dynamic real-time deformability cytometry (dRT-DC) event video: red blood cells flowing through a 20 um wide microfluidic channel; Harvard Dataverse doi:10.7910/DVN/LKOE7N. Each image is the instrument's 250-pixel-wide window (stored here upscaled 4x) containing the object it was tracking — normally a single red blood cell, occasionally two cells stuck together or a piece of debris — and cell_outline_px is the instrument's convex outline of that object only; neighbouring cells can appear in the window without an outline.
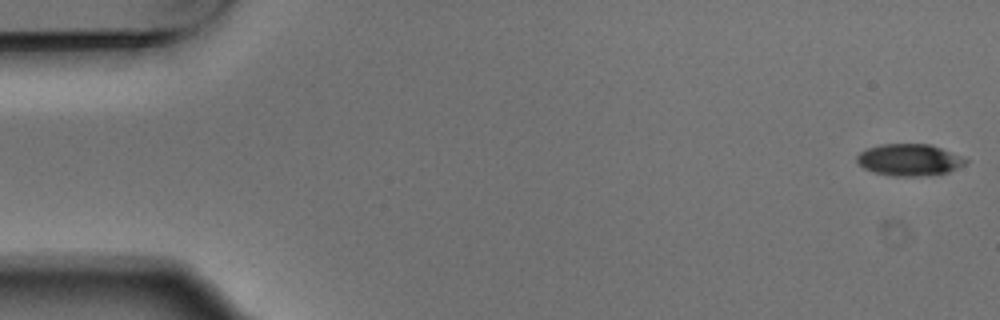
{"species": "Egyptian fruit bat (a non-hibernating species)", "species_latin": "Rousettus aegyptiacus", "temperature_condition": "warm", "stored_images_in_passage": 5, "camera_frame_rate_fps": 3000, "um_per_image_px": 0.085, "animal": {"sex": "male"}, "frame": {"image": 1, "passage_image": 1, "time_ms": 0.0, "image_size_px": [1000, 320], "cell_outline_px": [[968, 160], [964, 164], [948, 172], [924, 176], [892, 176], [876, 172], [864, 168], [856, 160], [856, 156], [860, 152], [868, 148], [880, 144], [932, 144], [960, 156]], "centroid_in_image_um": [77.27, 13.58], "position_along_channel_um": 7.7, "area_um2": 19.94}}
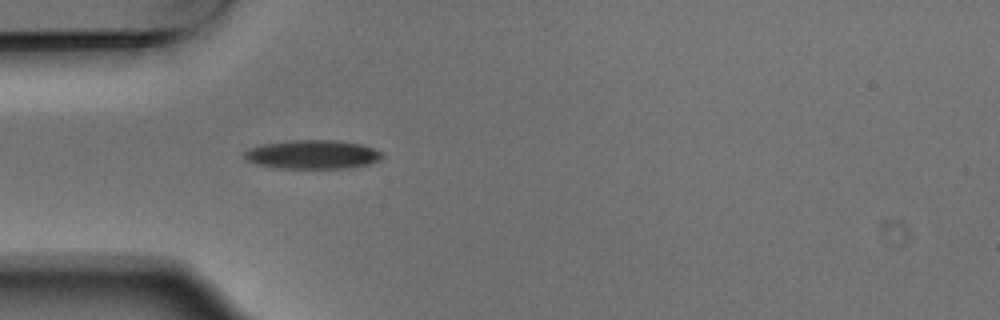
{"frame": {"image": 2, "passage_image": 5, "time_ms": 1.333, "image_size_px": [1000, 320], "cell_outline_px": [[384, 156], [380, 160], [368, 164], [348, 168], [280, 168], [256, 164], [248, 160], [244, 156], [244, 152], [248, 148], [264, 144], [296, 140], [336, 140], [360, 144], [384, 152]], "centroid_in_image_um": [26.6, 13.13], "position_along_channel_um": 58.4, "area_um2": 23.06}}